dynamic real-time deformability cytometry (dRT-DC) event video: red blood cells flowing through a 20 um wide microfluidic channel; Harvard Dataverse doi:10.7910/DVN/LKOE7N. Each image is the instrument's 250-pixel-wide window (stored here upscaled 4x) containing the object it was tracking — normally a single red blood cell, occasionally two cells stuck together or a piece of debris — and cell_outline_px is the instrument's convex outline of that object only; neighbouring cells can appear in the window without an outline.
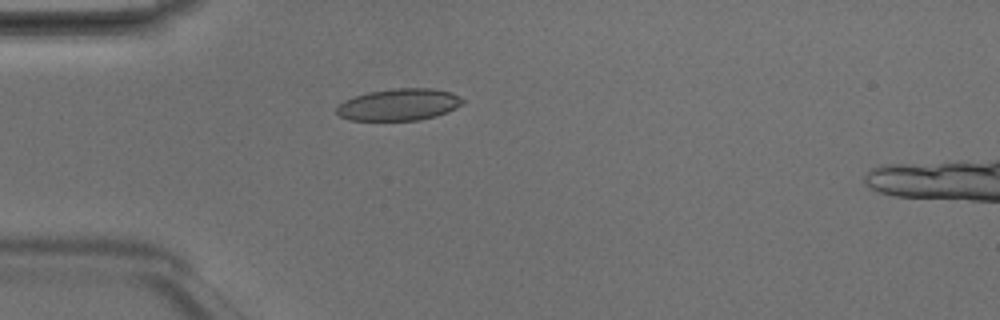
{"species": "Egyptian fruit bat (a non-hibernating species)", "species_latin": "Rousettus aegyptiacus", "temperature_condition": "room temperature", "stored_images_in_passage": 1, "camera_frame_rate_fps": 3000, "um_per_image_px": 0.085, "animal": {"sex": "male"}, "frame": {"image": 1, "passage_image": 1, "time_ms": 0.0, "image_size_px": [1000, 320], "cell_outline_px": [[464, 100], [456, 108], [448, 112], [436, 116], [420, 120], [348, 120], [340, 116], [336, 112], [336, 108], [344, 100], [352, 96], [368, 92], [392, 88], [432, 88], [452, 92], [460, 96]], "centroid_in_image_um": [33.91, 8.88], "position_along_channel_um": 51.1, "area_um2": 23.58}}